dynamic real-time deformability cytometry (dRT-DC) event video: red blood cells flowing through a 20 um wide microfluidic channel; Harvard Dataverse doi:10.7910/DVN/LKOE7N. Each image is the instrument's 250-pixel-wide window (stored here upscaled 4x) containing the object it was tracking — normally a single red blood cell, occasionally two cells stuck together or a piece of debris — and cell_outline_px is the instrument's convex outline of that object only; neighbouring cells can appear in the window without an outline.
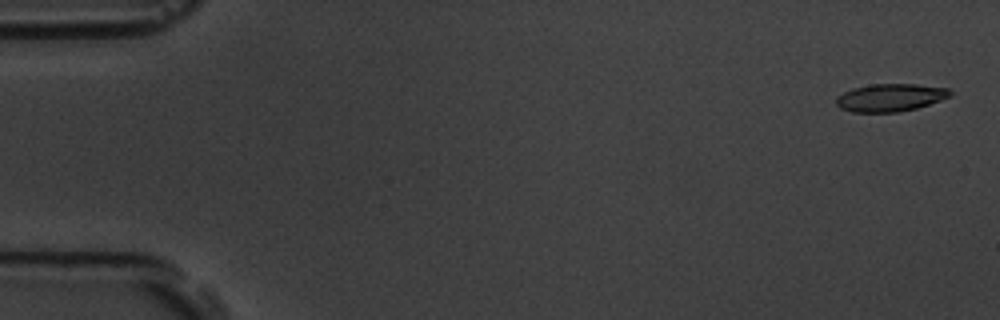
{"species": "common noctule bat (a hibernating species)", "species_latin": "Nyctalus noctula", "temperature_condition": "room temperature", "stored_images_in_passage": 6, "camera_frame_rate_fps": 3000, "um_per_image_px": 0.085, "animal": {"sex": "male", "body_mass_g": 19.5, "forearm_length_mm": 54.6}, "frame": {"image": 1, "passage_image": 1, "time_ms": 0.0, "image_size_px": [1000, 320], "cell_outline_px": [[952, 96], [916, 108], [900, 112], [852, 112], [840, 108], [836, 104], [836, 96], [852, 88], [872, 84], [916, 84], [948, 88], [952, 92]], "centroid_in_image_um": [75.66, 8.29], "position_along_channel_um": 9.3, "area_um2": 18.44}}
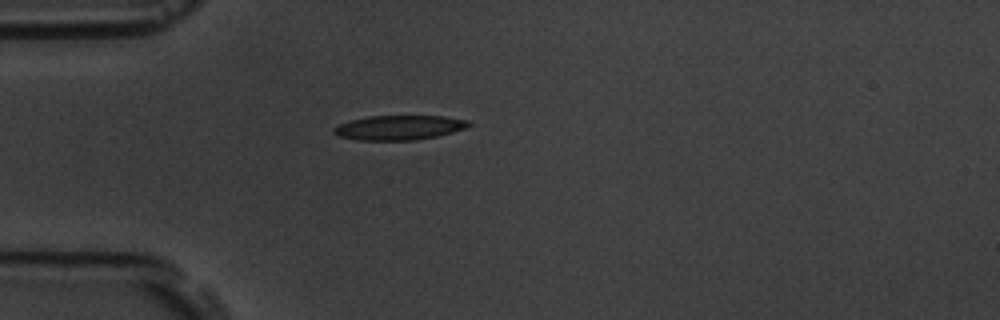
{"frame": {"image": 2, "passage_image": 5, "time_ms": 4.667, "image_size_px": [1000, 320], "cell_outline_px": [[472, 124], [464, 128], [452, 132], [436, 136], [416, 140], [356, 140], [340, 136], [332, 132], [332, 128], [336, 124], [348, 120], [368, 116], [444, 116], [468, 120]], "centroid_in_image_um": [33.86, 10.84], "position_along_channel_um": 51.1, "area_um2": 19.42}}